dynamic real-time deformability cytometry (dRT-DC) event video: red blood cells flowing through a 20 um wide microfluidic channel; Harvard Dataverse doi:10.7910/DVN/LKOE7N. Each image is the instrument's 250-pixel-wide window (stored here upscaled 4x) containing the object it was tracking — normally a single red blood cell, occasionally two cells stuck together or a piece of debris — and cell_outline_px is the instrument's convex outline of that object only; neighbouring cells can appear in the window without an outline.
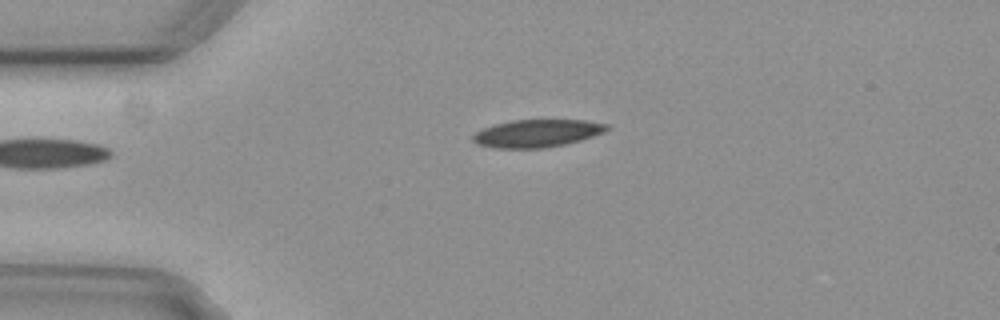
{"species": "common noctule bat (a hibernating species)", "species_latin": "Nyctalus noctula", "temperature_condition": "cold", "stored_images_in_passage": 3, "camera_frame_rate_fps": 3000, "um_per_image_px": 0.085, "animal": {"sex": "female", "body_mass_g": 29.2, "forearm_length_mm": 56.3}, "frame": {"image": 1, "passage_image": 1, "time_ms": 0.0, "image_size_px": [1000, 320], "cell_outline_px": [[608, 128], [604, 132], [580, 140], [564, 144], [544, 148], [496, 148], [476, 144], [472, 140], [472, 136], [476, 132], [484, 128], [496, 124], [512, 120], [584, 120], [608, 124]], "centroid_in_image_um": [45.63, 11.33], "position_along_channel_um": 39.4, "area_um2": 21.39}}